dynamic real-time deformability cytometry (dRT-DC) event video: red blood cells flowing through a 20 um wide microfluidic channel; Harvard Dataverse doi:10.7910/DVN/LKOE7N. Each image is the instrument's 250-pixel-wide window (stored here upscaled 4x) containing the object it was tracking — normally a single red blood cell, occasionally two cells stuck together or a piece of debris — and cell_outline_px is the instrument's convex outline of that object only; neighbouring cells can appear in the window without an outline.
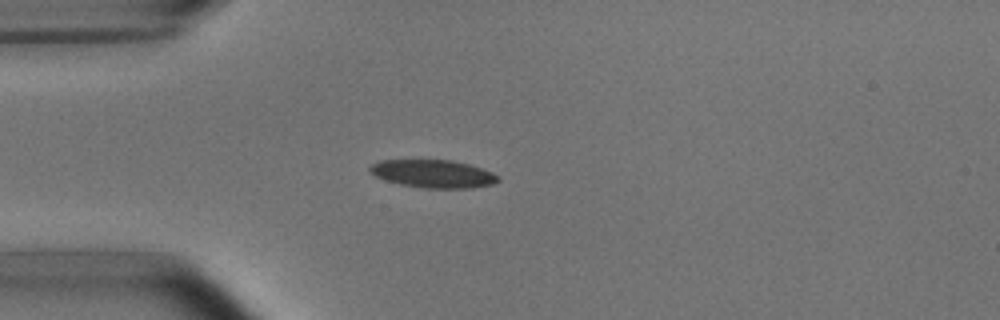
{"species": "common noctule bat (a hibernating species)", "species_latin": "Nyctalus noctula", "temperature_condition": "room temperature", "stored_images_in_passage": 3, "camera_frame_rate_fps": 3000, "um_per_image_px": 0.085, "animal": {"sex": "male", "body_mass_g": 15.6}, "frame": {"image": 1, "passage_image": 3, "time_ms": 3.333, "image_size_px": [1000, 320], "cell_outline_px": [[500, 180], [492, 184], [472, 188], [424, 188], [400, 184], [384, 180], [376, 176], [368, 168], [372, 164], [380, 160], [452, 160], [468, 164], [492, 172]], "centroid_in_image_um": [36.8, 14.77], "position_along_channel_um": 48.2, "area_um2": 20.69}}